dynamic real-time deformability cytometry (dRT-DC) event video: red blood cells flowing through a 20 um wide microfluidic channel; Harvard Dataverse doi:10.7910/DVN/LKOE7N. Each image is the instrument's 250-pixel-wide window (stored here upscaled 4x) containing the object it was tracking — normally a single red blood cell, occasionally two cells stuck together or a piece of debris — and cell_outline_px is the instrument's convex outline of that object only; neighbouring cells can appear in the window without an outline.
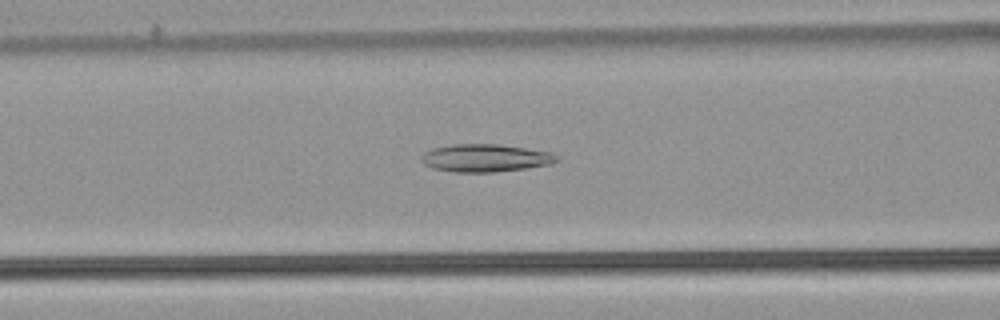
{"species": "common noctule bat (a hibernating species)", "species_latin": "Nyctalus noctula", "temperature_condition": "warm", "stored_images_in_passage": 37, "camera_frame_rate_fps": 3000, "um_per_image_px": 0.085, "animal": {"sex": "male", "body_mass_g": 21.5, "forearm_length_mm": 52.0}, "frame": {"image": 1, "passage_image": 6, "time_ms": 1.667, "image_size_px": [1000, 320], "cell_outline_px": [[560, 160], [552, 164], [496, 172], [452, 172], [432, 168], [424, 164], [420, 160], [420, 156], [424, 152], [432, 148], [452, 144], [500, 144], [552, 152]], "centroid_in_image_um": [41.23, 13.43], "position_along_channel_um": 125.4, "area_um2": 22.08}}
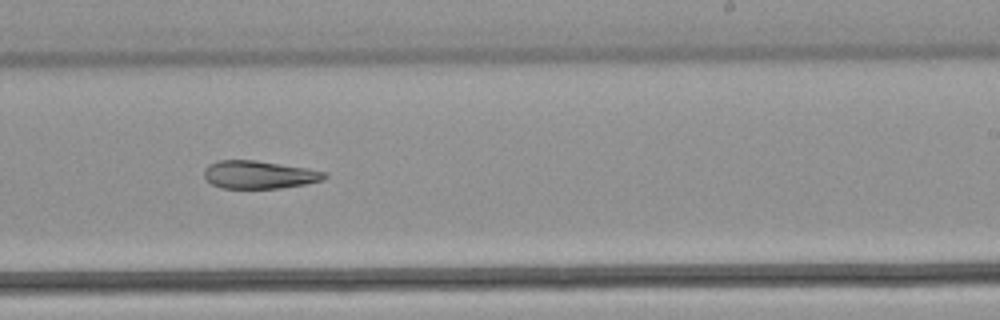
{"frame": {"image": 2, "passage_image": 17, "time_ms": 5.333, "image_size_px": [1000, 320], "cell_outline_px": [[328, 176], [324, 180], [304, 184], [280, 188], [220, 188], [212, 184], [204, 176], [204, 168], [208, 164], [216, 160], [256, 160], [308, 168], [328, 172]], "centroid_in_image_um": [22.04, 14.84], "position_along_channel_um": 267.0, "area_um2": 19.77}}
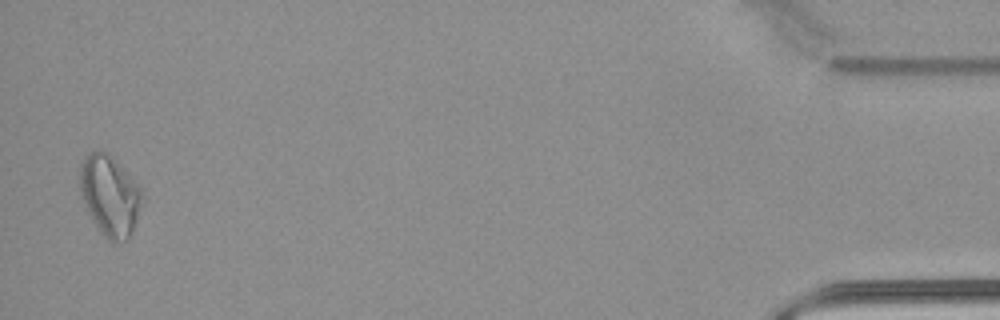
{"frame": {"image": 3, "passage_image": 36, "time_ms": 11.667, "image_size_px": [1000, 320], "cell_outline_px": [[144, 196], [132, 232], [124, 240], [116, 244], [108, 240], [100, 232], [80, 192], [80, 164], [88, 152], [104, 152], [116, 160], [144, 188]], "centroid_in_image_um": [9.38, 16.61], "position_along_channel_um": 425.8, "area_um2": 29.02}}